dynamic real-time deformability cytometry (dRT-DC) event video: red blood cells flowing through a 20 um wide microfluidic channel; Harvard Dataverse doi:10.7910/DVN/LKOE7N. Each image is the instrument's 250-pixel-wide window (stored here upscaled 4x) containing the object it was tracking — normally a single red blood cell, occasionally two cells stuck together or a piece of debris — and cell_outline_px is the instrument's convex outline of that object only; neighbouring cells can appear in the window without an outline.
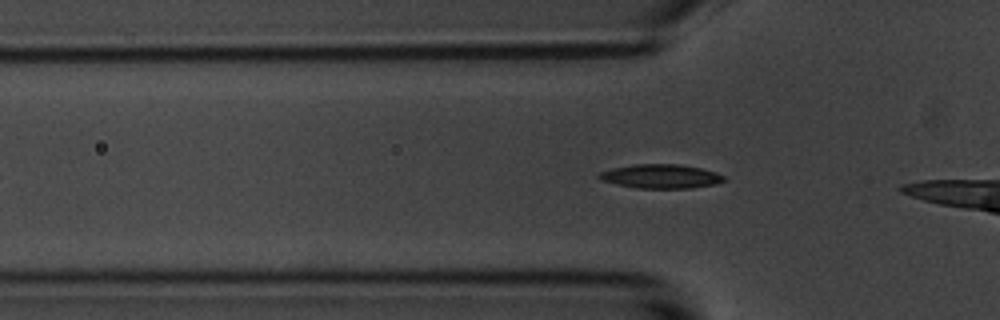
{"species": "common noctule bat (a hibernating species)", "species_latin": "Nyctalus noctula", "temperature_condition": "room temperature", "stored_images_in_passage": 5, "camera_frame_rate_fps": 3000, "um_per_image_px": 0.085, "animal": {"sex": "male", "body_mass_g": 20.1, "forearm_length_mm": 53.5}, "frame": {"image": 1, "passage_image": 4, "time_ms": 4.333, "image_size_px": [1000, 320], "cell_outline_px": [[724, 180], [716, 184], [692, 188], [636, 188], [616, 184], [600, 180], [596, 176], [600, 172], [612, 168], [632, 164], [680, 164], [700, 168], [716, 172], [724, 176]], "centroid_in_image_um": [56.14, 14.98], "position_along_channel_um": 69.7, "area_um2": 17.57}}